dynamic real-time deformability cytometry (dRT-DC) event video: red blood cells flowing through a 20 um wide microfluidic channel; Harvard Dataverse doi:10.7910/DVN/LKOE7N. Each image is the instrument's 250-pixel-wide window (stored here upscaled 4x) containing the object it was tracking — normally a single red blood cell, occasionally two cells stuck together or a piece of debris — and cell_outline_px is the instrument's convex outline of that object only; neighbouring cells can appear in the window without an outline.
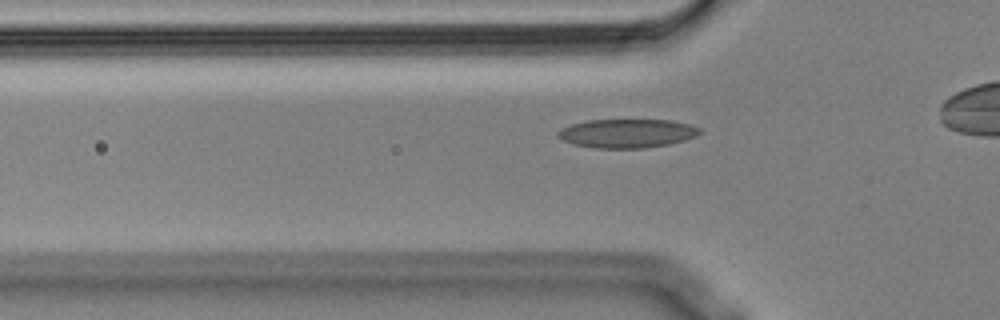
{"species": "Egyptian fruit bat (a non-hibernating species)", "species_latin": "Rousettus aegyptiacus", "temperature_condition": "cold", "stored_images_in_passage": 39, "camera_frame_rate_fps": 3000, "um_per_image_px": 0.085, "animal": {"sex": "male"}, "frame": {"image": 1, "passage_image": 12, "time_ms": 3.667, "image_size_px": [1000, 320], "cell_outline_px": [[700, 132], [696, 136], [684, 140], [668, 144], [644, 148], [596, 148], [572, 144], [556, 136], [556, 132], [560, 128], [572, 124], [588, 120], [672, 120], [688, 124], [700, 128]], "centroid_in_image_um": [53.26, 11.33], "position_along_channel_um": 72.5, "area_um2": 23.76}}
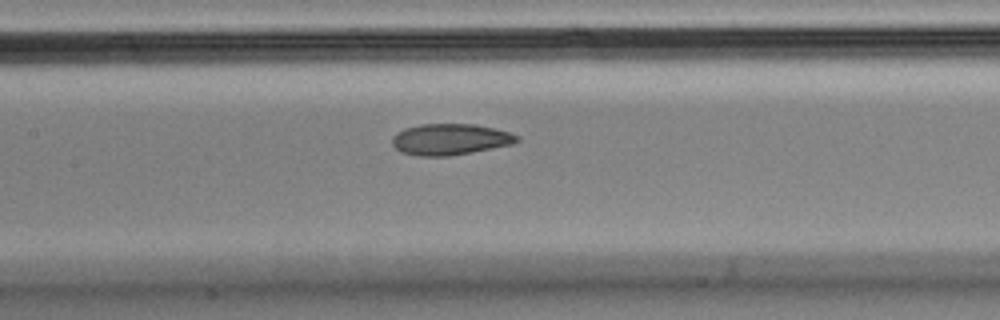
{"frame": {"image": 2, "passage_image": 20, "time_ms": 6.333, "image_size_px": [1000, 320], "cell_outline_px": [[520, 140], [512, 144], [472, 152], [448, 156], [420, 156], [400, 152], [392, 144], [392, 136], [396, 132], [404, 128], [420, 124], [476, 124], [496, 128], [520, 136]], "centroid_in_image_um": [38.25, 11.83], "position_along_channel_um": 169.1, "area_um2": 22.83}}
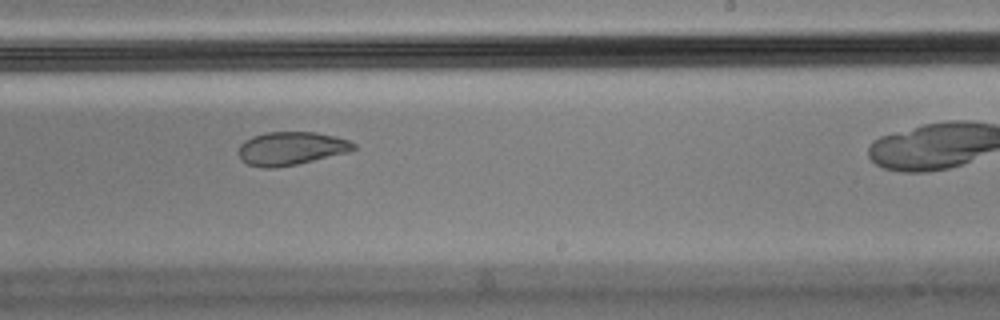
{"frame": {"image": 3, "passage_image": 28, "time_ms": 9.0, "image_size_px": [1000, 320], "cell_outline_px": [[356, 148], [348, 152], [296, 164], [276, 168], [264, 168], [248, 164], [240, 160], [240, 144], [244, 140], [252, 136], [264, 132], [316, 132], [336, 136], [348, 140], [356, 144]], "centroid_in_image_um": [24.73, 12.61], "position_along_channel_um": 264.3, "area_um2": 22.31}}